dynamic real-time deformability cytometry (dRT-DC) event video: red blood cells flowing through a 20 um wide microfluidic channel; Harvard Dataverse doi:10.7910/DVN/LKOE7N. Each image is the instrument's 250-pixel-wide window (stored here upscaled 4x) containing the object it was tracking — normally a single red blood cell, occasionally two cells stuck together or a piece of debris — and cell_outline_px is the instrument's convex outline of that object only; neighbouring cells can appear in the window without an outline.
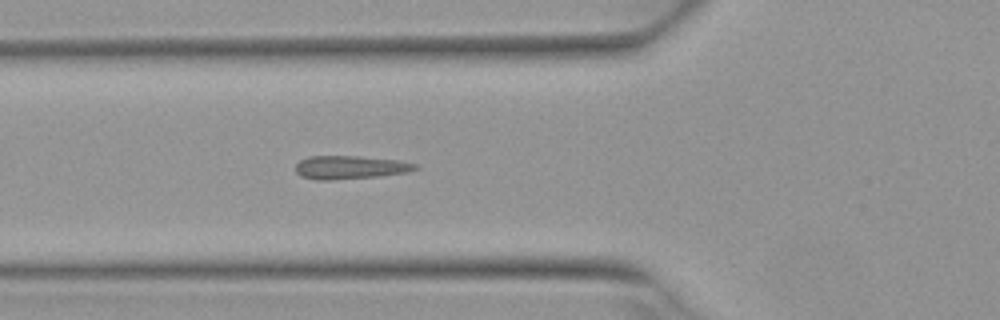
{"species": "Egyptian fruit bat (a non-hibernating species)", "species_latin": "Rousettus aegyptiacus", "temperature_condition": "warm", "stored_images_in_passage": 4, "camera_frame_rate_fps": 3000, "um_per_image_px": 0.085, "animal": {"sex": "female"}, "frame": {"image": 1, "passage_image": 4, "time_ms": 1.0, "image_size_px": [1000, 320], "cell_outline_px": [[420, 168], [408, 172], [380, 176], [332, 180], [316, 180], [300, 176], [296, 172], [296, 164], [300, 160], [308, 156], [360, 156], [400, 160], [420, 164]], "centroid_in_image_um": [29.81, 14.22], "position_along_channel_um": 96.0, "area_um2": 16.59}}